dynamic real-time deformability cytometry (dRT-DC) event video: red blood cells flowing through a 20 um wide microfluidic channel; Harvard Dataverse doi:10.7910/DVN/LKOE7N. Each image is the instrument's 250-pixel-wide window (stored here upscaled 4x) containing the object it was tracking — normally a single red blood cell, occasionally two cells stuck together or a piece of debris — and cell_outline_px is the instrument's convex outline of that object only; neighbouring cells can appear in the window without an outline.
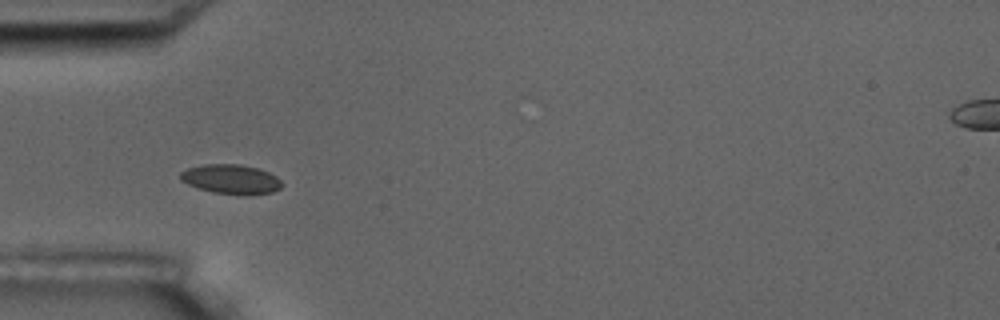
{"species": "common noctule bat (a hibernating species)", "species_latin": "Nyctalus noctula", "temperature_condition": "room temperature", "stored_images_in_passage": 5, "camera_frame_rate_fps": 3000, "um_per_image_px": 0.085, "animal": {"sex": "male", "body_mass_g": 17.5, "forearm_length_mm": 52.3}, "frame": {"image": 1, "passage_image": 4, "time_ms": 3.667, "image_size_px": [1000, 320], "cell_outline_px": [[284, 184], [280, 188], [272, 192], [248, 196], [212, 192], [188, 184], [180, 180], [180, 172], [188, 168], [204, 164], [240, 164], [256, 168], [268, 172], [276, 176]], "centroid_in_image_um": [19.66, 15.24], "position_along_channel_um": 65.3, "area_um2": 17.51}}